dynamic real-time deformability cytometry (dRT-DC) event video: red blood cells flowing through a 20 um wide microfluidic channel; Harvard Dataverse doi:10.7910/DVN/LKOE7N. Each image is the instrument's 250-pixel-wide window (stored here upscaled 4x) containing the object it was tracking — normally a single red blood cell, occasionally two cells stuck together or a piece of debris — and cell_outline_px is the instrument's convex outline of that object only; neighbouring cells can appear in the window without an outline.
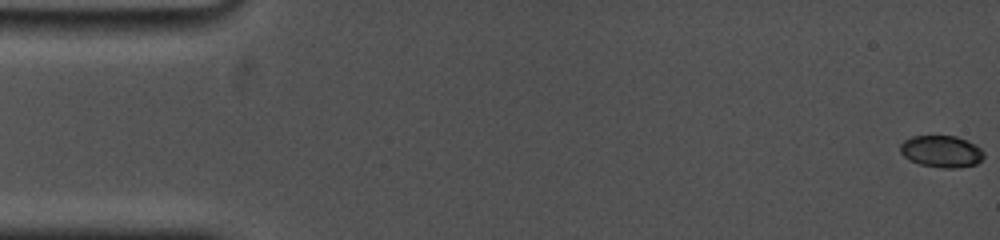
{"species": "common noctule bat (a hibernating species)", "species_latin": "Nyctalus noctula", "temperature_condition": "cold", "stored_images_in_passage": 29, "camera_frame_rate_fps": 5000, "um_per_image_px": 0.085, "animal": {"sex": "female", "body_mass_g": 19.0, "forearm_length_mm": 53.3}, "frame": {"image": 1, "passage_image": 1, "time_ms": 0.0, "image_size_px": [1000, 240], "cell_outline_px": [[984, 156], [976, 164], [956, 168], [944, 168], [920, 164], [904, 156], [900, 152], [900, 144], [904, 140], [912, 136], [956, 136], [976, 144], [984, 152]], "centroid_in_image_um": [80.03, 12.86], "position_along_channel_um": 5.0, "area_um2": 15.43}}
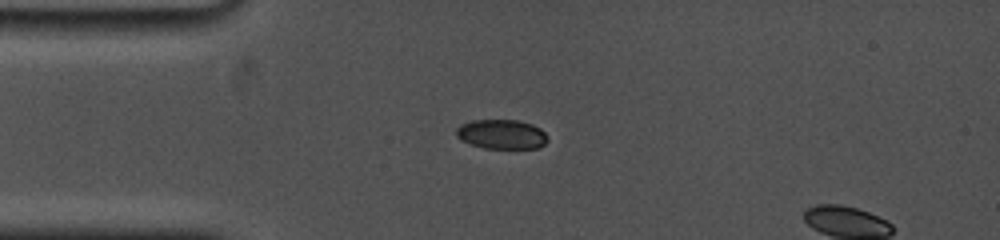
{"frame": {"image": 2, "passage_image": 27, "time_ms": 4.2, "image_size_px": [1000, 240], "cell_outline_px": [[548, 140], [544, 144], [536, 148], [484, 148], [460, 140], [456, 136], [456, 128], [460, 124], [472, 120], [516, 120], [532, 124], [540, 128], [548, 136]], "centroid_in_image_um": [42.62, 11.4], "position_along_channel_um": 42.4, "area_um2": 15.72}}